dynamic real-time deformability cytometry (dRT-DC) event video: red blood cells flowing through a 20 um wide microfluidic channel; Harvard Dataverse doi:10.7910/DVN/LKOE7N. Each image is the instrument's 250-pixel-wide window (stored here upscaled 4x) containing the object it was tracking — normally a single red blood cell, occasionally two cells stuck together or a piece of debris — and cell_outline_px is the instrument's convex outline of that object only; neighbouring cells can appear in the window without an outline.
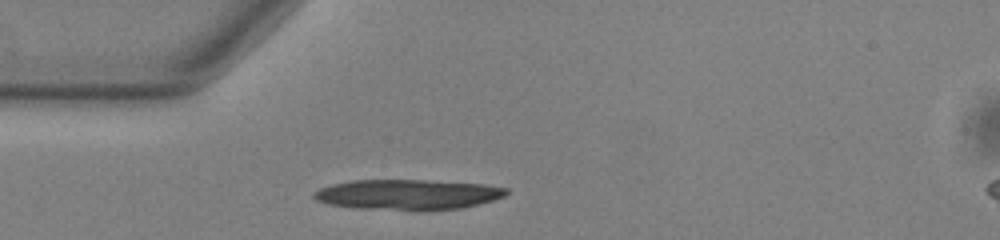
{"species": "common noctule bat (a hibernating species)", "species_latin": "Nyctalus noctula", "temperature_condition": "warm", "stored_images_in_passage": 40, "camera_frame_rate_fps": 3000, "um_per_image_px": 0.085, "animal": {"sex": "male", "body_mass_g": 13.0, "forearm_length_mm": 53.1}, "frame": {"image": 1, "passage_image": 1, "time_ms": 0.0, "image_size_px": [1000, 240], "cell_outline_px": [[508, 192], [504, 196], [480, 204], [460, 208], [420, 212], [416, 212], [360, 208], [328, 204], [316, 200], [312, 196], [312, 192], [320, 188], [332, 184], [352, 180], [424, 180], [484, 184], [508, 188]], "centroid_in_image_um": [34.65, 16.55], "position_along_channel_um": 50.3, "area_um2": 34.51}}